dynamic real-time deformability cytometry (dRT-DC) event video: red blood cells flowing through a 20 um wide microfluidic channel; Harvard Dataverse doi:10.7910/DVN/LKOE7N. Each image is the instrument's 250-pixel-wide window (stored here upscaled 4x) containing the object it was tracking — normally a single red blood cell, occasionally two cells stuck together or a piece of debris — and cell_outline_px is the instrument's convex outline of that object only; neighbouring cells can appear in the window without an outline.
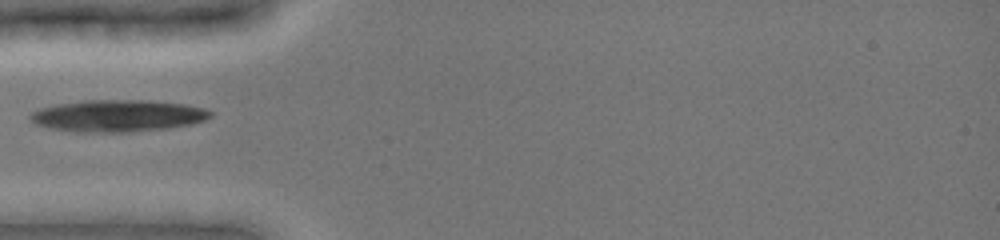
{"species": "common noctule bat (a hibernating species)", "species_latin": "Nyctalus noctula", "temperature_condition": "cold", "stored_images_in_passage": 33, "camera_frame_rate_fps": 3000, "um_per_image_px": 0.085, "animal": {"sex": "female", "body_mass_g": 19.0, "forearm_length_mm": 51.5}, "frame": {"image": 1, "passage_image": 1, "time_ms": 0.0, "image_size_px": [1000, 240], "cell_outline_px": [[212, 116], [204, 120], [192, 124], [168, 128], [128, 132], [72, 132], [48, 128], [36, 124], [28, 116], [32, 112], [40, 108], [56, 104], [84, 100], [144, 100], [184, 104], [204, 108], [212, 112]], "centroid_in_image_um": [9.98, 9.84], "position_along_channel_um": 75.0, "area_um2": 33.58}}
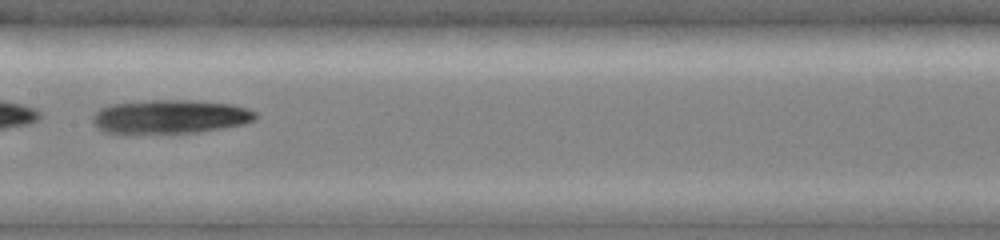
{"frame": {"image": 2, "passage_image": 10, "time_ms": 3.0, "image_size_px": [1000, 240], "cell_outline_px": [[260, 116], [256, 120], [244, 124], [224, 128], [200, 132], [168, 136], [128, 136], [104, 132], [96, 128], [92, 120], [92, 116], [100, 108], [112, 104], [152, 100], [188, 100], [232, 104], [248, 108], [256, 112]], "centroid_in_image_um": [14.43, 9.99], "position_along_channel_um": 193.0, "area_um2": 33.87}}
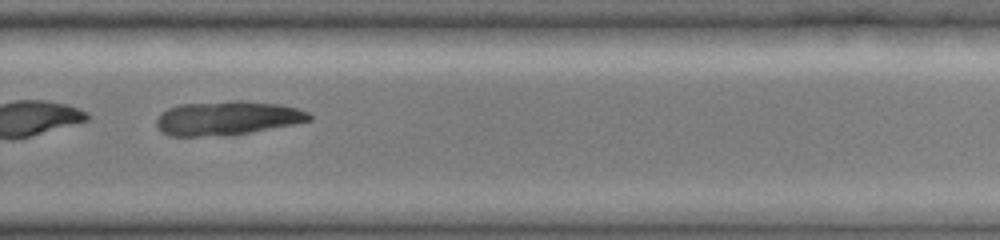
{"frame": {"image": 3, "passage_image": 19, "time_ms": 6.0, "image_size_px": [1000, 240], "cell_outline_px": [[312, 120], [252, 132], [228, 136], [168, 136], [160, 132], [156, 124], [156, 120], [160, 112], [168, 108], [180, 104], [236, 100], [240, 100], [280, 104], [296, 108], [308, 112], [312, 116]], "centroid_in_image_um": [19.27, 10.04], "position_along_channel_um": 310.5, "area_um2": 30.63}}